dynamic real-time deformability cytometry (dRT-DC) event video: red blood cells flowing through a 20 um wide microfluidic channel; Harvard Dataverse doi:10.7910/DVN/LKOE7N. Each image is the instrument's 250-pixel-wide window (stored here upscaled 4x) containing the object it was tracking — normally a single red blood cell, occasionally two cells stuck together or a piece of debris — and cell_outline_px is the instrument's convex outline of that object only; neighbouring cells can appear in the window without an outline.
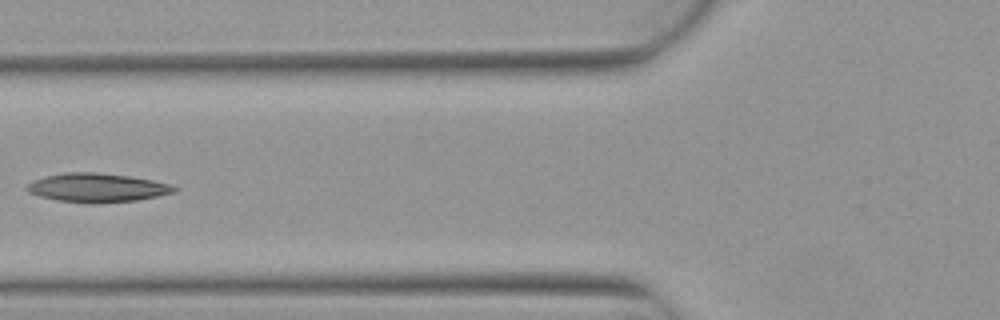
{"species": "Egyptian fruit bat (a non-hibernating species)", "species_latin": "Rousettus aegyptiacus", "temperature_condition": "warm", "stored_images_in_passage": 6, "camera_frame_rate_fps": 3000, "um_per_image_px": 0.085, "animal": {"sex": "female"}, "frame": {"image": 1, "passage_image": 5, "time_ms": 1.333, "image_size_px": [1000, 320], "cell_outline_px": [[180, 188], [172, 192], [160, 196], [136, 200], [96, 204], [92, 204], [56, 200], [40, 196], [28, 192], [24, 188], [32, 180], [44, 176], [64, 172], [96, 172], [128, 176], [152, 180], [172, 184]], "centroid_in_image_um": [8.24, 15.96], "position_along_channel_um": 117.6, "area_um2": 25.03}}
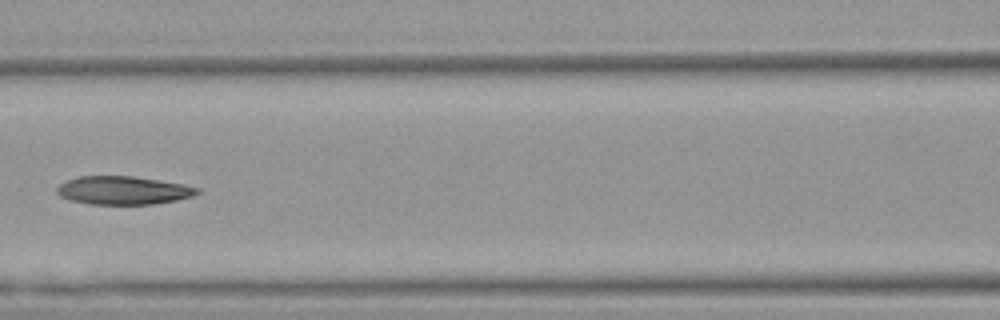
{"frame": {"image": 2, "passage_image": 6, "time_ms": 1.667, "image_size_px": [1000, 320], "cell_outline_px": [[200, 192], [192, 196], [176, 200], [152, 204], [92, 204], [68, 200], [60, 196], [56, 192], [56, 188], [60, 184], [76, 176], [132, 176], [160, 180], [184, 184], [200, 188]], "centroid_in_image_um": [10.46, 16.17], "position_along_channel_um": 156.1, "area_um2": 23.18}}